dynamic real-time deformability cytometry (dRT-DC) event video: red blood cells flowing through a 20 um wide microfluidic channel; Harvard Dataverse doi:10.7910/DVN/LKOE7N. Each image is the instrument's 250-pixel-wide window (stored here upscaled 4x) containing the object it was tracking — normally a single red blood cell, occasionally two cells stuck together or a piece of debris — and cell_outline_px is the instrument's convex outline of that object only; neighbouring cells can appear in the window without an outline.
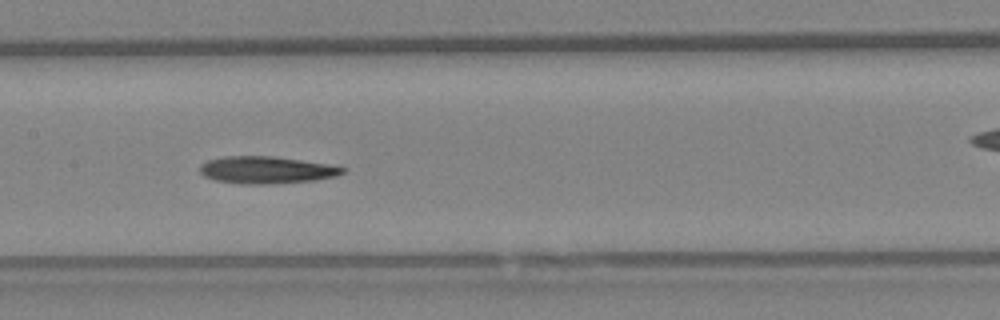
{"species": "Egyptian fruit bat (a non-hibernating species)", "species_latin": "Rousettus aegyptiacus", "temperature_condition": "warm", "stored_images_in_passage": 32, "camera_frame_rate_fps": 3000, "um_per_image_px": 0.085, "animal": {"sex": "female"}, "frame": {"image": 1, "passage_image": 10, "time_ms": 3.0, "image_size_px": [1000, 320], "cell_outline_px": [[348, 168], [344, 172], [336, 176], [312, 180], [264, 184], [248, 184], [216, 180], [204, 176], [200, 172], [200, 164], [208, 160], [224, 156], [272, 156], [328, 164]], "centroid_in_image_um": [22.63, 14.43], "position_along_channel_um": 184.8, "area_um2": 22.31}}
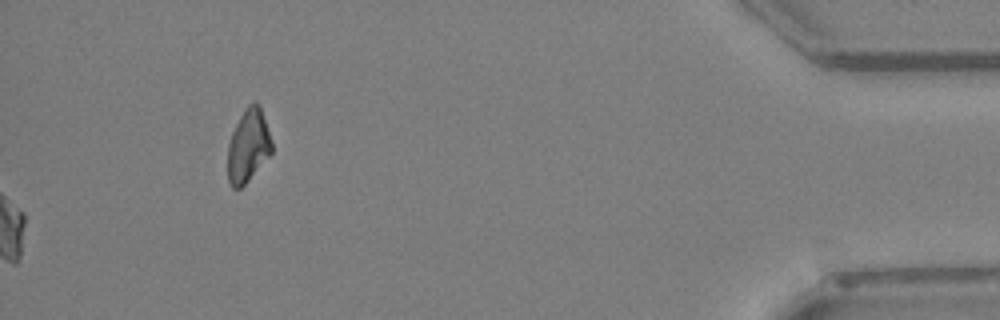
{"frame": {"image": 2, "passage_image": 32, "time_ms": 10.333, "image_size_px": [1000, 320], "cell_outline_px": [[272, 152], [248, 180], [240, 188], [232, 188], [228, 180], [228, 144], [232, 132], [244, 108], [248, 104], [256, 100], [260, 104], [272, 140]], "centroid_in_image_um": [21.1, 12.34], "position_along_channel_um": 414.1, "area_um2": 18.73}}